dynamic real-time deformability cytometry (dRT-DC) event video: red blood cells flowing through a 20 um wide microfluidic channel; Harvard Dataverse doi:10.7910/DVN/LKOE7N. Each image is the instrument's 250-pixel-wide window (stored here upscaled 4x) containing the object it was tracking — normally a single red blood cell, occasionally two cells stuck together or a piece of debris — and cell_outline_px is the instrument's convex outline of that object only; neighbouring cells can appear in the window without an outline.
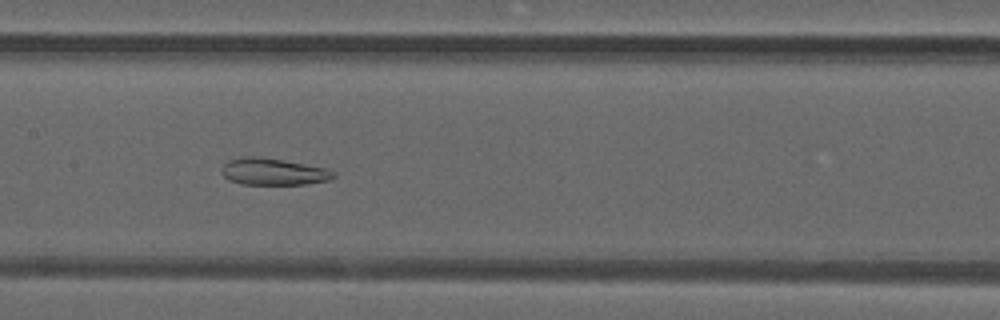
{"species": "common noctule bat (a hibernating species)", "species_latin": "Nyctalus noctula", "temperature_condition": "warm", "stored_images_in_passage": 49, "camera_frame_rate_fps": 3000, "um_per_image_px": 0.085, "animal": {"sex": "male", "forearm_length_mm": 52.5}, "frame": {"image": 1, "passage_image": 25, "time_ms": 8.0, "image_size_px": [1000, 320], "cell_outline_px": [[336, 176], [332, 180], [304, 184], [240, 184], [228, 180], [224, 176], [224, 164], [228, 160], [240, 156], [252, 156], [284, 160], [324, 168], [332, 172]], "centroid_in_image_um": [23.22, 14.59], "position_along_channel_um": 184.2, "area_um2": 17.28}}
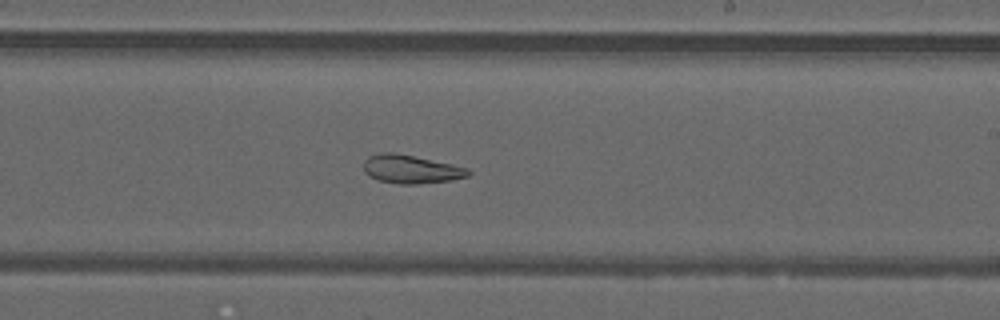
{"frame": {"image": 2, "passage_image": 30, "time_ms": 9.667, "image_size_px": [1000, 320], "cell_outline_px": [[472, 172], [468, 176], [452, 180], [416, 184], [400, 184], [376, 180], [368, 176], [364, 172], [364, 160], [368, 156], [380, 152], [392, 152], [452, 164], [468, 168]], "centroid_in_image_um": [34.9, 14.39], "position_along_channel_um": 254.1, "area_um2": 17.4}}
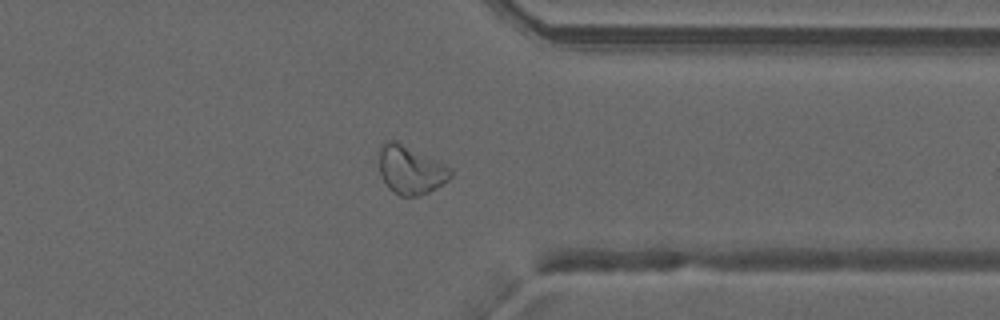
{"frame": {"image": 3, "passage_image": 39, "time_ms": 12.667, "image_size_px": [1000, 320], "cell_outline_px": [[452, 176], [448, 180], [436, 188], [420, 196], [400, 196], [388, 188], [380, 172], [380, 144], [388, 140], [396, 140], [452, 168]], "centroid_in_image_um": [34.9, 14.44], "position_along_channel_um": 376.5, "area_um2": 20.06}, "authors_computed_cell_mechanics": {"area_um2": 23.2356, "velocity_mm_per_s": 4.2152, "shape_relaxation_time_tau1_ms": null, "shape_relaxation_time_tau2_ms": 1.2443, "deformation_change_tau1": null, "deformation_change_tau2": 0.0865}}